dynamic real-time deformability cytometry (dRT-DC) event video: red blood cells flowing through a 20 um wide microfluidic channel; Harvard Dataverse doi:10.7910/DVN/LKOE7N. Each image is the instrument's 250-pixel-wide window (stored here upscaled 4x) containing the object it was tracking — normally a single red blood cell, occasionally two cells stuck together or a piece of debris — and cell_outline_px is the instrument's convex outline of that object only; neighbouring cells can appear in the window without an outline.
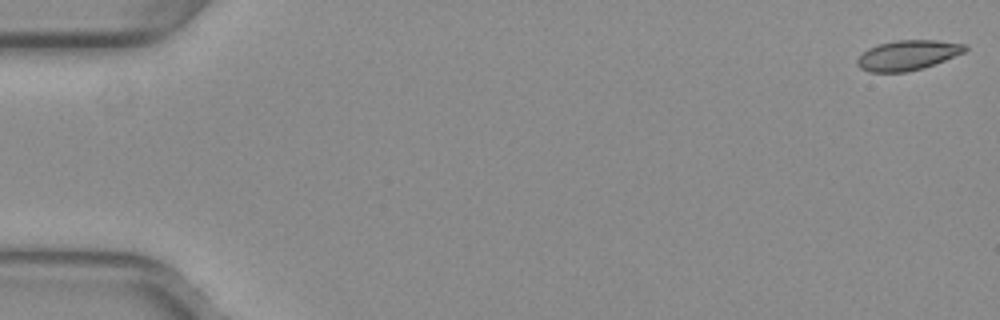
{"species": "common noctule bat (a hibernating species)", "species_latin": "Nyctalus noctula", "temperature_condition": "warm", "stored_images_in_passage": 12, "camera_frame_rate_fps": 3000, "um_per_image_px": 0.085, "animal": {"sex": "female", "body_mass_g": 29.2, "forearm_length_mm": 56.3}, "frame": {"image": 1, "passage_image": 1, "time_ms": 0.0, "image_size_px": [1000, 320], "cell_outline_px": [[968, 48], [964, 52], [944, 60], [920, 68], [904, 72], [868, 72], [860, 68], [856, 64], [856, 60], [868, 48], [880, 44], [896, 40], [936, 40], [964, 44]], "centroid_in_image_um": [77.12, 4.69], "position_along_channel_um": 7.9, "area_um2": 18.5}}